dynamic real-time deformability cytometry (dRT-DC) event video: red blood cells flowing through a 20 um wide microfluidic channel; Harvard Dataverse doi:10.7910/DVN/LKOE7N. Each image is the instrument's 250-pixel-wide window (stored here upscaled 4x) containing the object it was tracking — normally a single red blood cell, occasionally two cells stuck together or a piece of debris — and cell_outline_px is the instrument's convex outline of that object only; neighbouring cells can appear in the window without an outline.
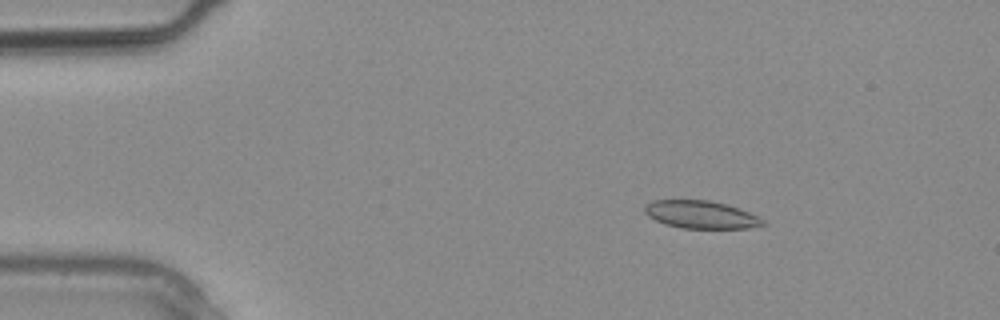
{"species": "common noctule bat (a hibernating species)", "species_latin": "Nyctalus noctula", "temperature_condition": "warm", "stored_images_in_passage": 18, "camera_frame_rate_fps": 3000, "um_per_image_px": 0.085, "animal": {"sex": "male", "body_mass_g": 20.4}, "frame": {"image": 1, "passage_image": 3, "time_ms": 0.667, "image_size_px": [1000, 320], "cell_outline_px": [[768, 224], [748, 228], [680, 228], [664, 224], [648, 216], [644, 212], [644, 204], [652, 200], [708, 200], [740, 208], [764, 220]], "centroid_in_image_um": [59.55, 18.24], "position_along_channel_um": 25.5, "area_um2": 19.13}}
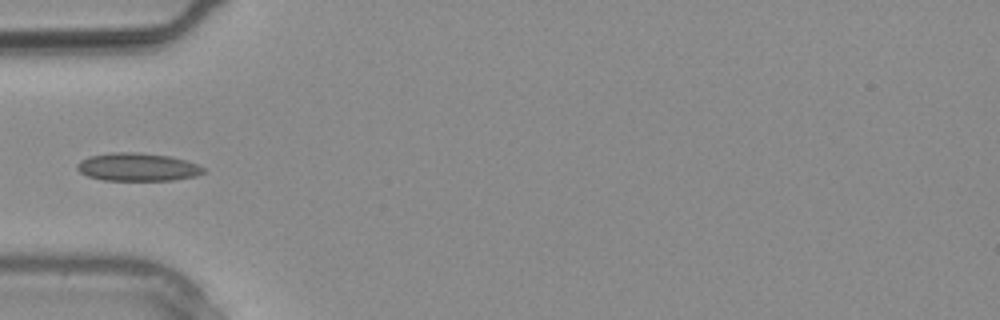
{"frame": {"image": 2, "passage_image": 8, "time_ms": 2.333, "image_size_px": [1000, 320], "cell_outline_px": [[204, 172], [196, 176], [172, 180], [104, 180], [88, 176], [80, 172], [76, 168], [76, 164], [80, 160], [88, 156], [112, 152], [136, 152], [168, 156], [184, 160], [196, 164], [204, 168]], "centroid_in_image_um": [11.64, 14.19], "position_along_channel_um": 73.4, "area_um2": 20.52}}